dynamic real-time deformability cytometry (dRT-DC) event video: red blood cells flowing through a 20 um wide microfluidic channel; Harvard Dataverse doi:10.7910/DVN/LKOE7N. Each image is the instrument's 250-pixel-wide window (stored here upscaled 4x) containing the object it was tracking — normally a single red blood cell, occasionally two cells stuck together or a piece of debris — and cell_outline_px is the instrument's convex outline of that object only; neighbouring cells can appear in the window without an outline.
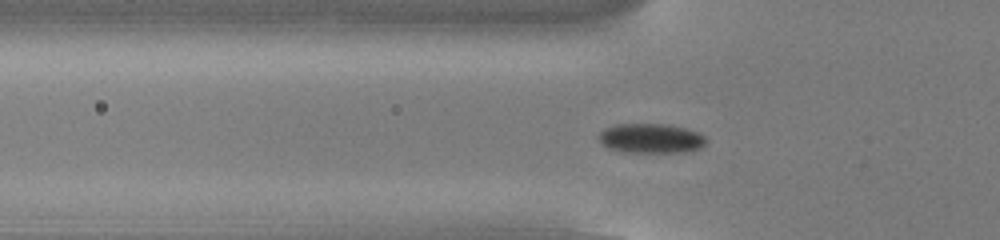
{"species": "common noctule bat (a hibernating species)", "species_latin": "Nyctalus noctula", "temperature_condition": "cold", "stored_images_in_passage": 47, "camera_frame_rate_fps": 3000, "um_per_image_px": 0.085, "animal": {"sex": "male", "body_mass_g": 13.0, "forearm_length_mm": 53.1}, "frame": {"image": 1, "passage_image": 17, "time_ms": 5.333, "image_size_px": [1000, 240], "cell_outline_px": [[708, 140], [700, 148], [684, 152], [624, 152], [608, 148], [600, 144], [596, 136], [604, 128], [616, 124], [664, 124], [684, 128], [700, 132]], "centroid_in_image_um": [55.28, 11.76], "position_along_channel_um": 70.5, "area_um2": 18.73}}
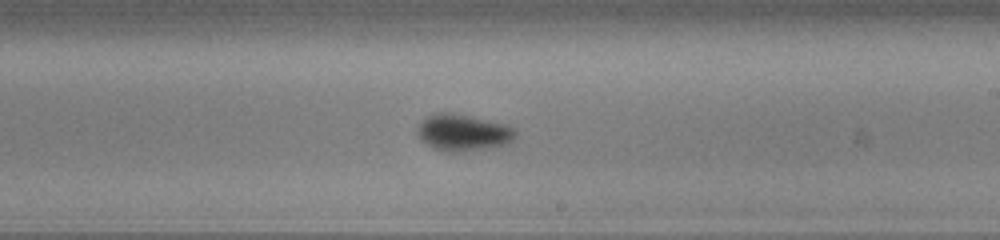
{"frame": {"image": 2, "passage_image": 31, "time_ms": 10.0, "image_size_px": [1000, 240], "cell_outline_px": [[516, 136], [508, 144], [488, 148], [460, 152], [444, 152], [432, 148], [420, 140], [416, 132], [420, 124], [428, 116], [440, 112], [448, 112], [508, 124], [516, 128]], "centroid_in_image_um": [39.38, 11.29], "position_along_channel_um": 249.6, "area_um2": 21.1}}
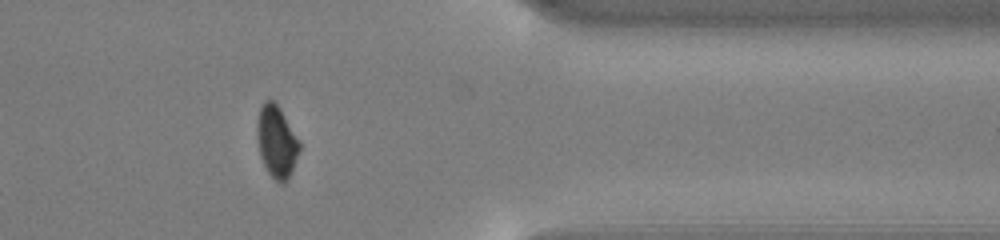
{"frame": {"image": 3, "passage_image": 43, "time_ms": 14.0, "image_size_px": [1000, 240], "cell_outline_px": [[300, 148], [288, 180], [280, 184], [268, 172], [260, 156], [256, 136], [256, 124], [260, 108], [264, 100], [272, 100], [280, 108], [300, 140]], "centroid_in_image_um": [23.5, 12.02], "position_along_channel_um": 387.9, "area_um2": 17.8}, "authors_computed_cell_mechanics": {"area_um2": 18.6694, "velocity_mm_per_s": 3.8492, "shape_relaxation_time_tau1_ms": 4.5408, "shape_relaxation_time_tau2_ms": null, "deformation_change_tau1": 0.1387, "deformation_change_tau2": null}}